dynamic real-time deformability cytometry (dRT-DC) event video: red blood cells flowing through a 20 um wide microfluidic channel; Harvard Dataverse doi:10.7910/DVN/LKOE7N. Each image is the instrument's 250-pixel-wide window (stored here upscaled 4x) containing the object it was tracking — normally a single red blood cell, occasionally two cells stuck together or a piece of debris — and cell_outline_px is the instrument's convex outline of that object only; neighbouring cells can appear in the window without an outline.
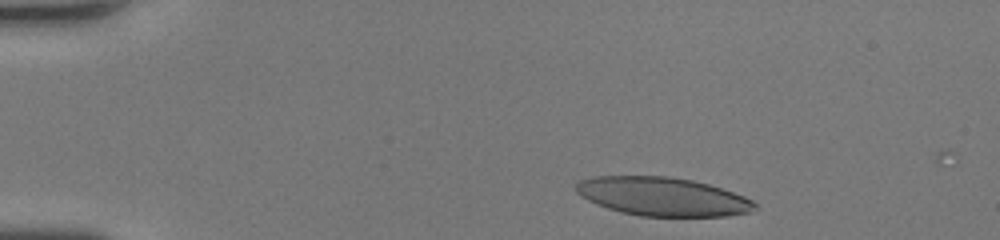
{"species": "human", "species_latin": "Homo sapiens", "temperature_condition": "room temperature", "stored_images_in_passage": 37, "camera_frame_rate_fps": 3000, "um_per_image_px": 0.085, "donor": {"sex": "female"}, "frame": {"image": 1, "passage_image": 3, "time_ms": 0.667, "image_size_px": [1000, 240], "cell_outline_px": [[756, 208], [748, 212], [728, 216], [640, 216], [608, 208], [596, 204], [580, 196], [576, 192], [576, 184], [580, 180], [592, 176], [668, 176], [692, 180], [708, 184], [744, 196], [752, 200], [756, 204]], "centroid_in_image_um": [56.29, 16.7], "position_along_channel_um": 28.7, "area_um2": 40.06}}
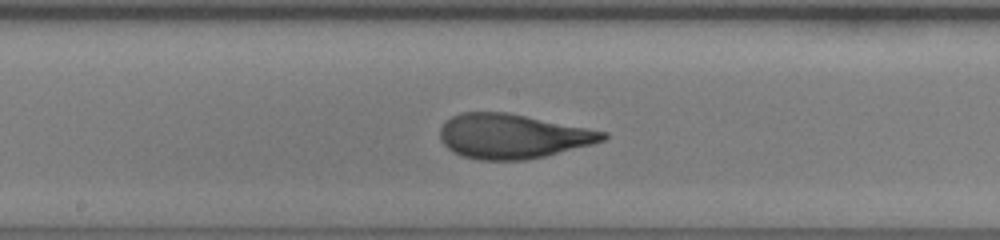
{"frame": {"image": 2, "passage_image": 22, "time_ms": 7.0, "image_size_px": [1000, 240], "cell_outline_px": [[608, 136], [604, 140], [592, 144], [544, 156], [524, 160], [480, 160], [464, 156], [452, 152], [440, 140], [440, 128], [444, 120], [460, 112], [508, 112], [608, 132]], "centroid_in_image_um": [43.53, 11.57], "position_along_channel_um": 204.7, "area_um2": 42.31}}
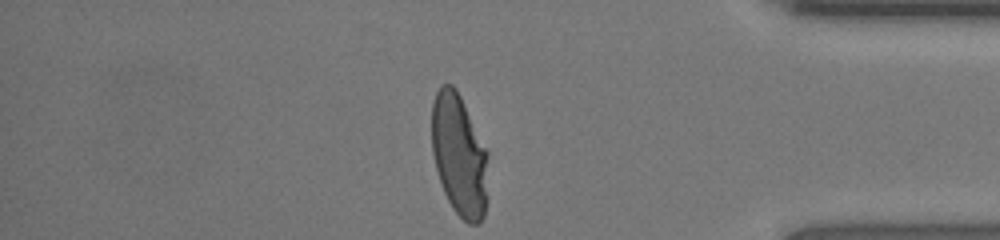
{"frame": {"image": 3, "passage_image": 37, "time_ms": 12.0, "image_size_px": [1000, 240], "cell_outline_px": [[488, 156], [484, 216], [476, 224], [468, 224], [452, 208], [444, 192], [436, 168], [432, 152], [432, 100], [440, 84], [452, 84], [456, 88], [488, 152]], "centroid_in_image_um": [39.01, 13.15], "position_along_channel_um": 396.2, "area_um2": 39.77}, "authors_computed_cell_mechanics": {"area_um2": 41.7316, "velocity_mm_per_s": 4.3133, "shape_relaxation_time_tau1_ms": 5.031, "shape_relaxation_time_tau2_ms": 0.6873, "deformation_change_tau1": 0.2548, "deformation_change_tau2": 0.0679}}